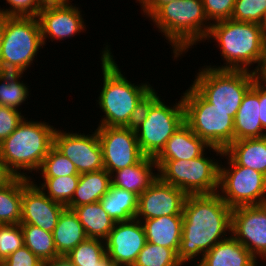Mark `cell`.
Here are the masks:
<instances>
[{"mask_svg":"<svg viewBox=\"0 0 266 266\" xmlns=\"http://www.w3.org/2000/svg\"><path fill=\"white\" fill-rule=\"evenodd\" d=\"M65 205L51 200L30 178L23 177L20 224H31L53 233Z\"/></svg>","mask_w":266,"mask_h":266,"instance_id":"obj_17","label":"cell"},{"mask_svg":"<svg viewBox=\"0 0 266 266\" xmlns=\"http://www.w3.org/2000/svg\"><path fill=\"white\" fill-rule=\"evenodd\" d=\"M108 47L101 56L103 88L97 101L105 115L98 127H133L144 102L155 90L148 82L137 86L128 81Z\"/></svg>","mask_w":266,"mask_h":266,"instance_id":"obj_2","label":"cell"},{"mask_svg":"<svg viewBox=\"0 0 266 266\" xmlns=\"http://www.w3.org/2000/svg\"><path fill=\"white\" fill-rule=\"evenodd\" d=\"M259 105H260V121L262 128L266 131V90L259 86Z\"/></svg>","mask_w":266,"mask_h":266,"instance_id":"obj_45","label":"cell"},{"mask_svg":"<svg viewBox=\"0 0 266 266\" xmlns=\"http://www.w3.org/2000/svg\"><path fill=\"white\" fill-rule=\"evenodd\" d=\"M96 130L102 148L104 169L111 175L145 157L133 127H97Z\"/></svg>","mask_w":266,"mask_h":266,"instance_id":"obj_12","label":"cell"},{"mask_svg":"<svg viewBox=\"0 0 266 266\" xmlns=\"http://www.w3.org/2000/svg\"><path fill=\"white\" fill-rule=\"evenodd\" d=\"M173 249L146 242L133 266H182Z\"/></svg>","mask_w":266,"mask_h":266,"instance_id":"obj_34","label":"cell"},{"mask_svg":"<svg viewBox=\"0 0 266 266\" xmlns=\"http://www.w3.org/2000/svg\"><path fill=\"white\" fill-rule=\"evenodd\" d=\"M72 210L81 222L87 238L105 240L116 223L103 210L99 201L77 206Z\"/></svg>","mask_w":266,"mask_h":266,"instance_id":"obj_28","label":"cell"},{"mask_svg":"<svg viewBox=\"0 0 266 266\" xmlns=\"http://www.w3.org/2000/svg\"><path fill=\"white\" fill-rule=\"evenodd\" d=\"M23 195V177H16L0 187V225L20 224Z\"/></svg>","mask_w":266,"mask_h":266,"instance_id":"obj_29","label":"cell"},{"mask_svg":"<svg viewBox=\"0 0 266 266\" xmlns=\"http://www.w3.org/2000/svg\"><path fill=\"white\" fill-rule=\"evenodd\" d=\"M210 38L219 43L220 53L226 61L224 66L211 68L250 71V65L259 64L266 54V38L259 24L221 20L211 23L205 40Z\"/></svg>","mask_w":266,"mask_h":266,"instance_id":"obj_4","label":"cell"},{"mask_svg":"<svg viewBox=\"0 0 266 266\" xmlns=\"http://www.w3.org/2000/svg\"><path fill=\"white\" fill-rule=\"evenodd\" d=\"M53 146L75 165L79 174L104 169L102 148L97 130L79 134L55 130Z\"/></svg>","mask_w":266,"mask_h":266,"instance_id":"obj_13","label":"cell"},{"mask_svg":"<svg viewBox=\"0 0 266 266\" xmlns=\"http://www.w3.org/2000/svg\"><path fill=\"white\" fill-rule=\"evenodd\" d=\"M86 238L83 226L74 211L65 208L53 230V239L57 253L65 257Z\"/></svg>","mask_w":266,"mask_h":266,"instance_id":"obj_26","label":"cell"},{"mask_svg":"<svg viewBox=\"0 0 266 266\" xmlns=\"http://www.w3.org/2000/svg\"><path fill=\"white\" fill-rule=\"evenodd\" d=\"M171 1L176 0H139V4H141L143 13L150 17L161 5Z\"/></svg>","mask_w":266,"mask_h":266,"instance_id":"obj_42","label":"cell"},{"mask_svg":"<svg viewBox=\"0 0 266 266\" xmlns=\"http://www.w3.org/2000/svg\"><path fill=\"white\" fill-rule=\"evenodd\" d=\"M2 39H3V27H2V16H0V74L5 73V72L3 71L2 57H1V51H2Z\"/></svg>","mask_w":266,"mask_h":266,"instance_id":"obj_48","label":"cell"},{"mask_svg":"<svg viewBox=\"0 0 266 266\" xmlns=\"http://www.w3.org/2000/svg\"><path fill=\"white\" fill-rule=\"evenodd\" d=\"M104 241L107 256L114 266H133L147 242L144 226L136 218L116 222Z\"/></svg>","mask_w":266,"mask_h":266,"instance_id":"obj_15","label":"cell"},{"mask_svg":"<svg viewBox=\"0 0 266 266\" xmlns=\"http://www.w3.org/2000/svg\"><path fill=\"white\" fill-rule=\"evenodd\" d=\"M45 266H73L64 256L45 263Z\"/></svg>","mask_w":266,"mask_h":266,"instance_id":"obj_46","label":"cell"},{"mask_svg":"<svg viewBox=\"0 0 266 266\" xmlns=\"http://www.w3.org/2000/svg\"><path fill=\"white\" fill-rule=\"evenodd\" d=\"M215 151L222 156L224 150L210 147L199 138L185 123L167 141L161 152L154 160H191L201 156L205 148Z\"/></svg>","mask_w":266,"mask_h":266,"instance_id":"obj_19","label":"cell"},{"mask_svg":"<svg viewBox=\"0 0 266 266\" xmlns=\"http://www.w3.org/2000/svg\"><path fill=\"white\" fill-rule=\"evenodd\" d=\"M236 0H202L204 12L211 24V21L231 19Z\"/></svg>","mask_w":266,"mask_h":266,"instance_id":"obj_39","label":"cell"},{"mask_svg":"<svg viewBox=\"0 0 266 266\" xmlns=\"http://www.w3.org/2000/svg\"><path fill=\"white\" fill-rule=\"evenodd\" d=\"M24 246V237L20 224L0 225V261Z\"/></svg>","mask_w":266,"mask_h":266,"instance_id":"obj_37","label":"cell"},{"mask_svg":"<svg viewBox=\"0 0 266 266\" xmlns=\"http://www.w3.org/2000/svg\"><path fill=\"white\" fill-rule=\"evenodd\" d=\"M230 233L256 259L266 261V204L233 208Z\"/></svg>","mask_w":266,"mask_h":266,"instance_id":"obj_14","label":"cell"},{"mask_svg":"<svg viewBox=\"0 0 266 266\" xmlns=\"http://www.w3.org/2000/svg\"><path fill=\"white\" fill-rule=\"evenodd\" d=\"M37 19L43 44L47 37L60 41L84 32L86 28L80 9L71 4L43 7Z\"/></svg>","mask_w":266,"mask_h":266,"instance_id":"obj_18","label":"cell"},{"mask_svg":"<svg viewBox=\"0 0 266 266\" xmlns=\"http://www.w3.org/2000/svg\"><path fill=\"white\" fill-rule=\"evenodd\" d=\"M194 266H257V259L232 235L203 254Z\"/></svg>","mask_w":266,"mask_h":266,"instance_id":"obj_21","label":"cell"},{"mask_svg":"<svg viewBox=\"0 0 266 266\" xmlns=\"http://www.w3.org/2000/svg\"><path fill=\"white\" fill-rule=\"evenodd\" d=\"M259 104V85L254 81L252 87L244 95L234 119V141L266 136L259 119Z\"/></svg>","mask_w":266,"mask_h":266,"instance_id":"obj_20","label":"cell"},{"mask_svg":"<svg viewBox=\"0 0 266 266\" xmlns=\"http://www.w3.org/2000/svg\"><path fill=\"white\" fill-rule=\"evenodd\" d=\"M149 243L173 249L178 253L183 228V215H169L143 220Z\"/></svg>","mask_w":266,"mask_h":266,"instance_id":"obj_23","label":"cell"},{"mask_svg":"<svg viewBox=\"0 0 266 266\" xmlns=\"http://www.w3.org/2000/svg\"><path fill=\"white\" fill-rule=\"evenodd\" d=\"M16 178V175L8 168L5 161L0 157V187L6 186Z\"/></svg>","mask_w":266,"mask_h":266,"instance_id":"obj_44","label":"cell"},{"mask_svg":"<svg viewBox=\"0 0 266 266\" xmlns=\"http://www.w3.org/2000/svg\"><path fill=\"white\" fill-rule=\"evenodd\" d=\"M2 66L8 73H24L44 46L37 17L2 16Z\"/></svg>","mask_w":266,"mask_h":266,"instance_id":"obj_8","label":"cell"},{"mask_svg":"<svg viewBox=\"0 0 266 266\" xmlns=\"http://www.w3.org/2000/svg\"><path fill=\"white\" fill-rule=\"evenodd\" d=\"M9 9L0 8V16L37 17L42 10L39 0H6Z\"/></svg>","mask_w":266,"mask_h":266,"instance_id":"obj_38","label":"cell"},{"mask_svg":"<svg viewBox=\"0 0 266 266\" xmlns=\"http://www.w3.org/2000/svg\"><path fill=\"white\" fill-rule=\"evenodd\" d=\"M79 178L80 176L43 177L45 182L38 187L51 200L67 206L74 196Z\"/></svg>","mask_w":266,"mask_h":266,"instance_id":"obj_33","label":"cell"},{"mask_svg":"<svg viewBox=\"0 0 266 266\" xmlns=\"http://www.w3.org/2000/svg\"><path fill=\"white\" fill-rule=\"evenodd\" d=\"M154 168L158 170L154 158L145 156L140 162L113 172L112 185L139 196L158 178V173H153Z\"/></svg>","mask_w":266,"mask_h":266,"instance_id":"obj_22","label":"cell"},{"mask_svg":"<svg viewBox=\"0 0 266 266\" xmlns=\"http://www.w3.org/2000/svg\"><path fill=\"white\" fill-rule=\"evenodd\" d=\"M187 194L180 188L163 182L159 177L151 186L138 196V208L135 218L153 219L169 215H183V206Z\"/></svg>","mask_w":266,"mask_h":266,"instance_id":"obj_16","label":"cell"},{"mask_svg":"<svg viewBox=\"0 0 266 266\" xmlns=\"http://www.w3.org/2000/svg\"><path fill=\"white\" fill-rule=\"evenodd\" d=\"M69 1L70 0H39L42 7L68 5V4H71Z\"/></svg>","mask_w":266,"mask_h":266,"instance_id":"obj_47","label":"cell"},{"mask_svg":"<svg viewBox=\"0 0 266 266\" xmlns=\"http://www.w3.org/2000/svg\"><path fill=\"white\" fill-rule=\"evenodd\" d=\"M252 70L255 82L266 90V54L261 62Z\"/></svg>","mask_w":266,"mask_h":266,"instance_id":"obj_43","label":"cell"},{"mask_svg":"<svg viewBox=\"0 0 266 266\" xmlns=\"http://www.w3.org/2000/svg\"><path fill=\"white\" fill-rule=\"evenodd\" d=\"M173 49L174 59L205 40L210 26L202 0H176L161 5L150 17ZM207 22V23H206Z\"/></svg>","mask_w":266,"mask_h":266,"instance_id":"obj_3","label":"cell"},{"mask_svg":"<svg viewBox=\"0 0 266 266\" xmlns=\"http://www.w3.org/2000/svg\"><path fill=\"white\" fill-rule=\"evenodd\" d=\"M228 166L220 164L217 193L230 207L266 204V176L235 164L225 153ZM221 193V194H220Z\"/></svg>","mask_w":266,"mask_h":266,"instance_id":"obj_11","label":"cell"},{"mask_svg":"<svg viewBox=\"0 0 266 266\" xmlns=\"http://www.w3.org/2000/svg\"><path fill=\"white\" fill-rule=\"evenodd\" d=\"M106 256L104 240L86 238L73 248L65 258L73 266H98Z\"/></svg>","mask_w":266,"mask_h":266,"instance_id":"obj_31","label":"cell"},{"mask_svg":"<svg viewBox=\"0 0 266 266\" xmlns=\"http://www.w3.org/2000/svg\"><path fill=\"white\" fill-rule=\"evenodd\" d=\"M259 25L262 29V33H263L264 37L266 38V11H265L264 16L262 18V21L260 22Z\"/></svg>","mask_w":266,"mask_h":266,"instance_id":"obj_49","label":"cell"},{"mask_svg":"<svg viewBox=\"0 0 266 266\" xmlns=\"http://www.w3.org/2000/svg\"><path fill=\"white\" fill-rule=\"evenodd\" d=\"M2 266H45L25 245L9 255Z\"/></svg>","mask_w":266,"mask_h":266,"instance_id":"obj_41","label":"cell"},{"mask_svg":"<svg viewBox=\"0 0 266 266\" xmlns=\"http://www.w3.org/2000/svg\"><path fill=\"white\" fill-rule=\"evenodd\" d=\"M185 123L182 101L167 106L154 91L144 102L140 115L133 126L141 151L155 158L164 148L166 141Z\"/></svg>","mask_w":266,"mask_h":266,"instance_id":"obj_6","label":"cell"},{"mask_svg":"<svg viewBox=\"0 0 266 266\" xmlns=\"http://www.w3.org/2000/svg\"><path fill=\"white\" fill-rule=\"evenodd\" d=\"M24 119L21 111L0 105V144L8 138Z\"/></svg>","mask_w":266,"mask_h":266,"instance_id":"obj_40","label":"cell"},{"mask_svg":"<svg viewBox=\"0 0 266 266\" xmlns=\"http://www.w3.org/2000/svg\"><path fill=\"white\" fill-rule=\"evenodd\" d=\"M185 124L210 147L225 150L234 142L230 112L208 103L192 86L183 93Z\"/></svg>","mask_w":266,"mask_h":266,"instance_id":"obj_9","label":"cell"},{"mask_svg":"<svg viewBox=\"0 0 266 266\" xmlns=\"http://www.w3.org/2000/svg\"><path fill=\"white\" fill-rule=\"evenodd\" d=\"M224 153L235 164L254 169L266 176V136L234 141Z\"/></svg>","mask_w":266,"mask_h":266,"instance_id":"obj_24","label":"cell"},{"mask_svg":"<svg viewBox=\"0 0 266 266\" xmlns=\"http://www.w3.org/2000/svg\"><path fill=\"white\" fill-rule=\"evenodd\" d=\"M201 156L187 160H155L158 177L187 195L215 194L219 185V162Z\"/></svg>","mask_w":266,"mask_h":266,"instance_id":"obj_10","label":"cell"},{"mask_svg":"<svg viewBox=\"0 0 266 266\" xmlns=\"http://www.w3.org/2000/svg\"><path fill=\"white\" fill-rule=\"evenodd\" d=\"M111 184V174L106 169L80 174L74 196L66 208L72 210L77 206L98 202Z\"/></svg>","mask_w":266,"mask_h":266,"instance_id":"obj_25","label":"cell"},{"mask_svg":"<svg viewBox=\"0 0 266 266\" xmlns=\"http://www.w3.org/2000/svg\"><path fill=\"white\" fill-rule=\"evenodd\" d=\"M183 228L177 253L184 265L196 256L203 257L231 232L230 208L215 194L187 195L183 206Z\"/></svg>","mask_w":266,"mask_h":266,"instance_id":"obj_1","label":"cell"},{"mask_svg":"<svg viewBox=\"0 0 266 266\" xmlns=\"http://www.w3.org/2000/svg\"><path fill=\"white\" fill-rule=\"evenodd\" d=\"M265 11L266 0H236L231 19L260 24Z\"/></svg>","mask_w":266,"mask_h":266,"instance_id":"obj_36","label":"cell"},{"mask_svg":"<svg viewBox=\"0 0 266 266\" xmlns=\"http://www.w3.org/2000/svg\"><path fill=\"white\" fill-rule=\"evenodd\" d=\"M24 237V245L44 264L61 257L56 250L53 233L31 224H20Z\"/></svg>","mask_w":266,"mask_h":266,"instance_id":"obj_30","label":"cell"},{"mask_svg":"<svg viewBox=\"0 0 266 266\" xmlns=\"http://www.w3.org/2000/svg\"><path fill=\"white\" fill-rule=\"evenodd\" d=\"M48 124L28 121L24 117L13 133L0 144V157L16 177L31 178L26 175L27 172L24 173L25 170L39 171L53 146L56 128Z\"/></svg>","mask_w":266,"mask_h":266,"instance_id":"obj_5","label":"cell"},{"mask_svg":"<svg viewBox=\"0 0 266 266\" xmlns=\"http://www.w3.org/2000/svg\"><path fill=\"white\" fill-rule=\"evenodd\" d=\"M23 73L0 74V105L18 110V107L28 99L29 89L21 80Z\"/></svg>","mask_w":266,"mask_h":266,"instance_id":"obj_32","label":"cell"},{"mask_svg":"<svg viewBox=\"0 0 266 266\" xmlns=\"http://www.w3.org/2000/svg\"><path fill=\"white\" fill-rule=\"evenodd\" d=\"M98 266H114L112 262L109 260L108 256H106Z\"/></svg>","mask_w":266,"mask_h":266,"instance_id":"obj_50","label":"cell"},{"mask_svg":"<svg viewBox=\"0 0 266 266\" xmlns=\"http://www.w3.org/2000/svg\"><path fill=\"white\" fill-rule=\"evenodd\" d=\"M195 77L191 86L213 107L230 112L233 119L255 81L252 70L215 69L211 65Z\"/></svg>","mask_w":266,"mask_h":266,"instance_id":"obj_7","label":"cell"},{"mask_svg":"<svg viewBox=\"0 0 266 266\" xmlns=\"http://www.w3.org/2000/svg\"><path fill=\"white\" fill-rule=\"evenodd\" d=\"M39 170L42 177L80 176L75 165L54 146L49 150Z\"/></svg>","mask_w":266,"mask_h":266,"instance_id":"obj_35","label":"cell"},{"mask_svg":"<svg viewBox=\"0 0 266 266\" xmlns=\"http://www.w3.org/2000/svg\"><path fill=\"white\" fill-rule=\"evenodd\" d=\"M103 210L115 222L135 219L138 195L111 184L108 192L99 200Z\"/></svg>","mask_w":266,"mask_h":266,"instance_id":"obj_27","label":"cell"}]
</instances>
